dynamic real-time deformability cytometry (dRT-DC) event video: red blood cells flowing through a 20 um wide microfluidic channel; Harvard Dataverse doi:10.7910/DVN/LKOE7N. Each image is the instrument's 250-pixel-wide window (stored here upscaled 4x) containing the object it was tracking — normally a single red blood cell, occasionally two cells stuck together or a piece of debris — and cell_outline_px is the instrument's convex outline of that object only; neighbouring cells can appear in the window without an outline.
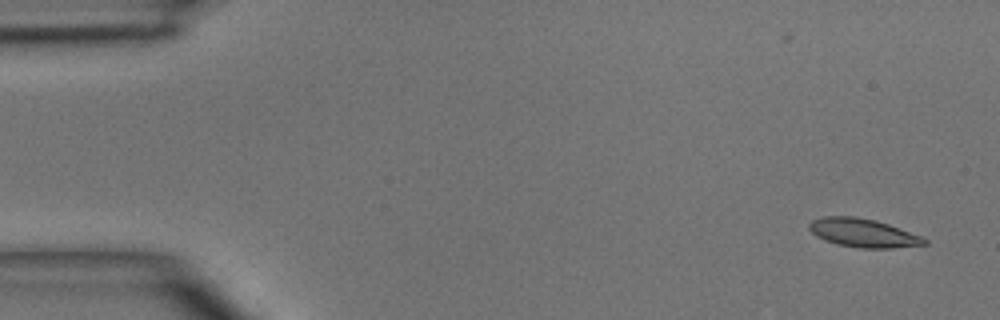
{"species": "common noctule bat (a hibernating species)", "species_latin": "Nyctalus noctula", "temperature_condition": "room temperature", "stored_images_in_passage": 6, "camera_frame_rate_fps": 3000, "um_per_image_px": 0.085, "animal": {"sex": "male", "body_mass_g": 15.6}, "frame": {"image": 1, "passage_image": 1, "time_ms": 0.0, "image_size_px": [1000, 320], "cell_outline_px": [[928, 244], [892, 248], [860, 248], [836, 244], [816, 236], [808, 228], [808, 224], [812, 220], [824, 216], [856, 216], [876, 220], [924, 236], [928, 240]], "centroid_in_image_um": [73.4, 19.79], "position_along_channel_um": 11.6, "area_um2": 19.36}}
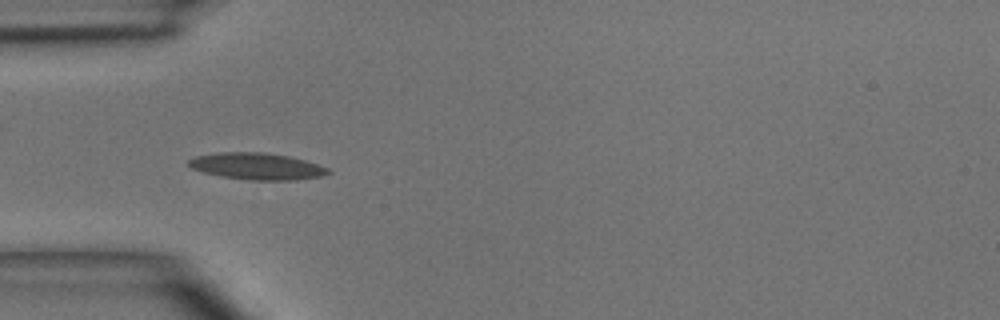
{"frame": {"image": 2, "passage_image": 4, "time_ms": 4.0, "image_size_px": [1000, 320], "cell_outline_px": [[332, 172], [320, 176], [296, 180], [252, 180], [220, 176], [204, 172], [192, 168], [188, 164], [188, 160], [196, 156], [220, 152], [264, 152], [288, 156], [304, 160], [328, 168]], "centroid_in_image_um": [21.83, 14.13], "position_along_channel_um": 63.2, "area_um2": 21.5}}
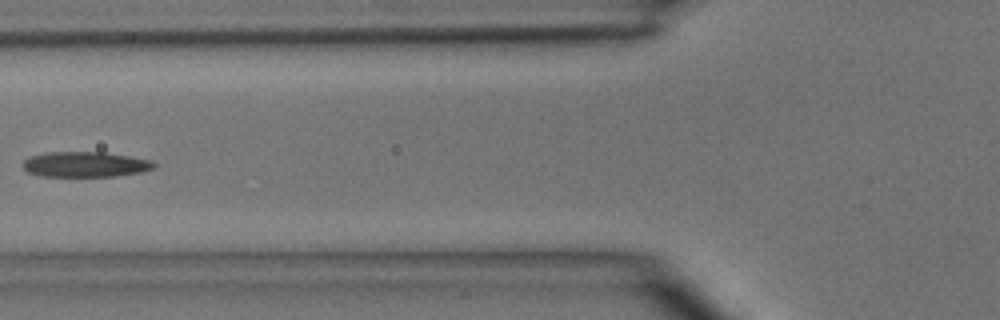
{"frame": {"image": 3, "passage_image": 5, "time_ms": 5.333, "image_size_px": [1000, 320], "cell_outline_px": [[156, 164], [152, 168], [140, 172], [116, 176], [40, 176], [28, 172], [20, 164], [28, 156], [44, 152], [104, 152], [152, 160]], "centroid_in_image_um": [7.18, 13.96], "position_along_channel_um": 118.6, "area_um2": 19.42}}